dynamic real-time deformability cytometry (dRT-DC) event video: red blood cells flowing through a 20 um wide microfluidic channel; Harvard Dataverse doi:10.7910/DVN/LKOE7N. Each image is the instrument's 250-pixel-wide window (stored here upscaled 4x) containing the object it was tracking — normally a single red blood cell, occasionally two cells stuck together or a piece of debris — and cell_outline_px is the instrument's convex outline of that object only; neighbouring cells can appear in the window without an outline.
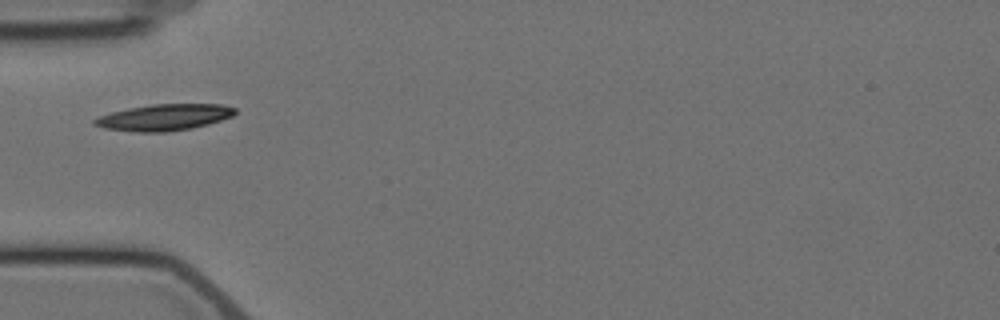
{"species": "Egyptian fruit bat (a non-hibernating species)", "species_latin": "Rousettus aegyptiacus", "temperature_condition": "cold", "stored_images_in_passage": 7, "camera_frame_rate_fps": 3000, "um_per_image_px": 0.085, "animal": {"sex": "female"}, "frame": {"image": 1, "passage_image": 3, "time_ms": 2.333, "image_size_px": [1000, 320], "cell_outline_px": [[236, 112], [232, 116], [208, 124], [192, 128], [164, 132], [136, 132], [104, 128], [92, 124], [92, 120], [100, 116], [112, 112], [128, 108], [152, 104], [220, 104], [236, 108]], "centroid_in_image_um": [13.94, 9.97], "position_along_channel_um": 71.1, "area_um2": 21.5}}
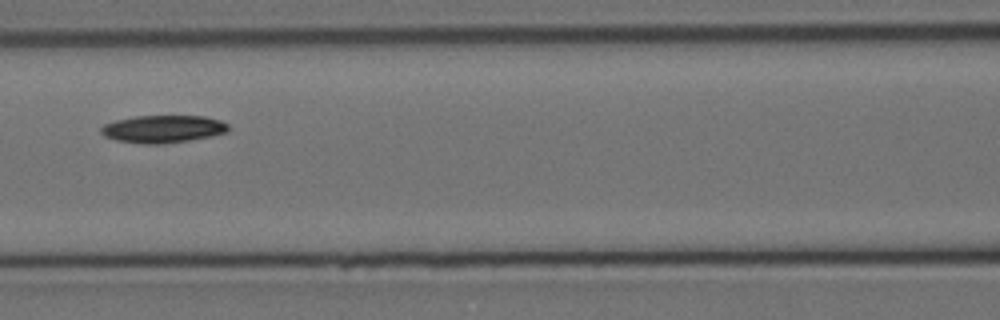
{"frame": {"image": 2, "passage_image": 5, "time_ms": 4.667, "image_size_px": [1000, 320], "cell_outline_px": [[228, 128], [224, 132], [212, 136], [188, 140], [160, 144], [144, 144], [116, 140], [104, 136], [100, 132], [100, 128], [104, 124], [116, 120], [136, 116], [204, 116], [220, 120], [228, 124]], "centroid_in_image_um": [13.82, 10.96], "position_along_channel_um": 152.8, "area_um2": 20.29}}
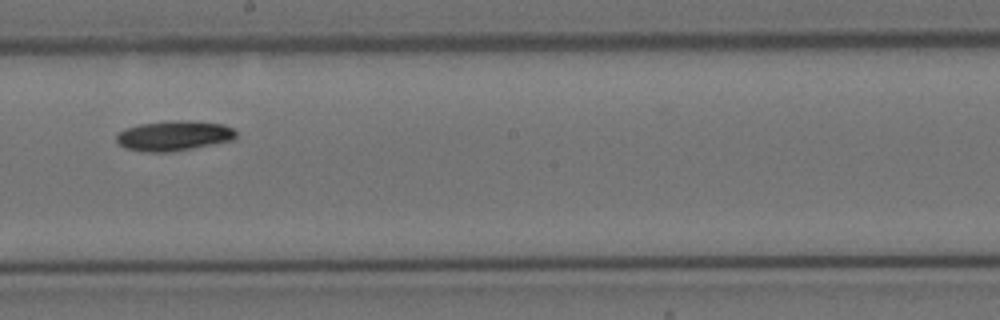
{"frame": {"image": 3, "passage_image": 7, "time_ms": 7.0, "image_size_px": [1000, 320], "cell_outline_px": [[236, 136], [232, 140], [172, 152], [148, 152], [124, 148], [116, 140], [116, 136], [124, 128], [140, 124], [180, 120], [184, 120], [224, 124], [232, 128], [236, 132]], "centroid_in_image_um": [14.77, 11.54], "position_along_channel_um": 233.4, "area_um2": 20.75}}